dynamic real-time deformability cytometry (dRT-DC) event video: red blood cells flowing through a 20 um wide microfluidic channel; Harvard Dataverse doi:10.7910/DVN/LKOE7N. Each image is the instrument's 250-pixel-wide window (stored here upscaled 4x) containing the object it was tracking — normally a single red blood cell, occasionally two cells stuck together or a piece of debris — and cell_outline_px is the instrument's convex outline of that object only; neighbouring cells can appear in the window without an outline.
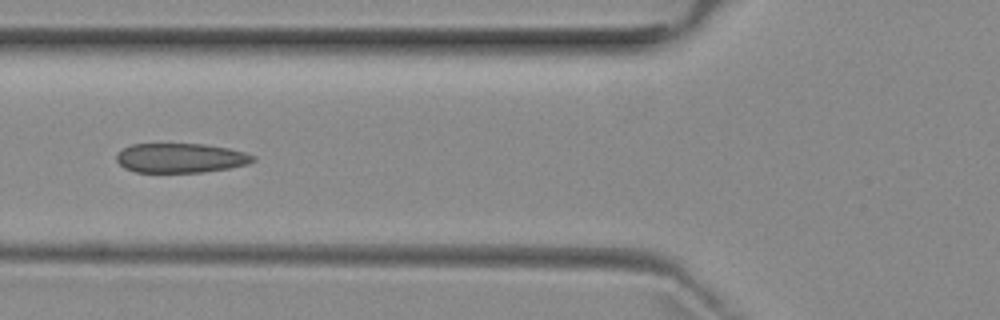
{"species": "common noctule bat (a hibernating species)", "species_latin": "Nyctalus noctula", "temperature_condition": "room temperature", "stored_images_in_passage": 5, "camera_frame_rate_fps": 3000, "um_per_image_px": 0.085, "animal": {"sex": "female", "body_mass_g": 29.2, "forearm_length_mm": 56.3}, "frame": {"image": 1, "passage_image": 5, "time_ms": 5.667, "image_size_px": [1000, 320], "cell_outline_px": [[256, 160], [248, 164], [228, 168], [200, 172], [136, 172], [124, 168], [116, 160], [116, 152], [132, 144], [204, 144], [228, 148], [244, 152], [256, 156]], "centroid_in_image_um": [15.34, 13.42], "position_along_channel_um": 110.5, "area_um2": 23.47}}